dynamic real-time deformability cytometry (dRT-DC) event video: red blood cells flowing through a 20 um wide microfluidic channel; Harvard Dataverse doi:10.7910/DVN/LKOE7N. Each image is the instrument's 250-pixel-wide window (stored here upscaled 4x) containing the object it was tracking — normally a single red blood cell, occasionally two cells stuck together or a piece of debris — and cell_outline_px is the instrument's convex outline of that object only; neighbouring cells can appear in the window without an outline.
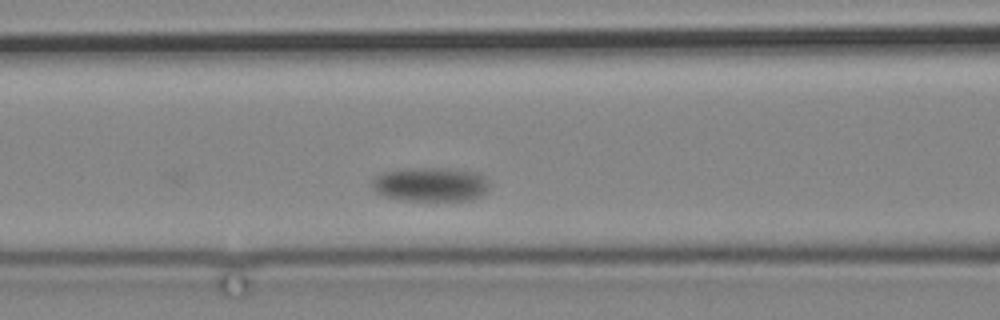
{"species": "common noctule bat (a hibernating species)", "species_latin": "Nyctalus noctula", "temperature_condition": "cold", "stored_images_in_passage": 7, "camera_frame_rate_fps": 3000, "um_per_image_px": 0.085, "animal": {"sex": "male", "body_mass_g": 19.2, "forearm_length_mm": 51.8}, "frame": {"image": 1, "passage_image": 3, "time_ms": 2.333, "image_size_px": [1000, 320], "cell_outline_px": [[488, 192], [472, 200], [400, 200], [384, 196], [376, 192], [368, 184], [380, 172], [396, 168], [448, 168], [480, 172], [488, 180]], "centroid_in_image_um": [36.56, 15.65], "position_along_channel_um": 130.0, "area_um2": 23.99}}
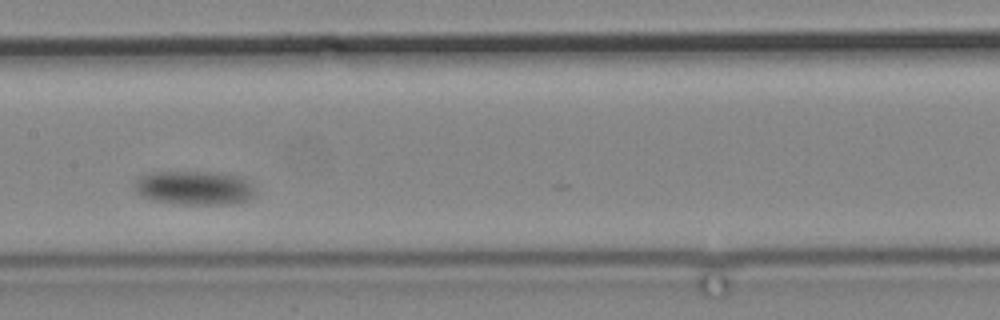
{"frame": {"image": 2, "passage_image": 5, "time_ms": 4.667, "image_size_px": [1000, 320], "cell_outline_px": [[256, 192], [252, 196], [236, 204], [180, 204], [152, 200], [140, 196], [136, 192], [136, 180], [140, 176], [148, 172], [220, 172], [244, 176], [252, 184]], "centroid_in_image_um": [16.55, 15.96], "position_along_channel_um": 190.9, "area_um2": 24.22}}
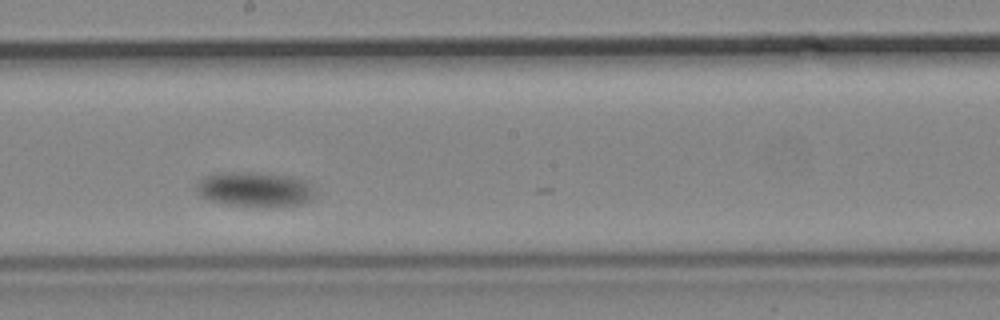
{"frame": {"image": 3, "passage_image": 6, "time_ms": 6.0, "image_size_px": [1000, 320], "cell_outline_px": [[316, 196], [312, 200], [300, 204], [268, 208], [220, 204], [208, 200], [200, 196], [196, 192], [196, 184], [204, 176], [288, 176], [308, 180], [316, 192]], "centroid_in_image_um": [21.75, 16.21], "position_along_channel_um": 226.4, "area_um2": 23.18}}